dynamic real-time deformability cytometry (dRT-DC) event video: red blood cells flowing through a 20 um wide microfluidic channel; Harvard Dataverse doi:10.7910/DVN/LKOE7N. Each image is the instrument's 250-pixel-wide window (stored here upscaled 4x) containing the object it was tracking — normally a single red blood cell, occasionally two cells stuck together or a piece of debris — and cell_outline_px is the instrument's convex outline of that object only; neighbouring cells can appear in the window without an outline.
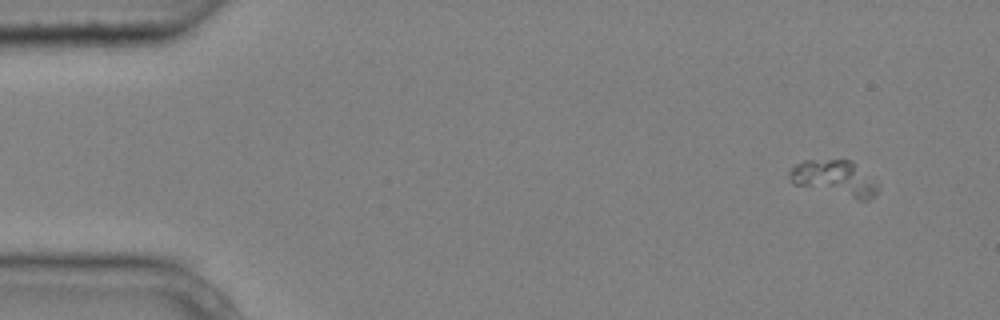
{"species": "common noctule bat (a hibernating species)", "species_latin": "Nyctalus noctula", "temperature_condition": "cold", "stored_images_in_passage": 4, "camera_frame_rate_fps": 3000, "um_per_image_px": 0.085, "animal": {"sex": "male", "body_mass_g": 20.4}, "frame": {"image": 1, "passage_image": 1, "time_ms": 0.0, "image_size_px": [1000, 320], "cell_outline_px": [[880, 184], [876, 192], [868, 200], [860, 200], [792, 184], [788, 176], [788, 172], [796, 164], [804, 160], [852, 160]], "centroid_in_image_um": [70.94, 15.15], "position_along_channel_um": 14.1, "area_um2": 18.5}}
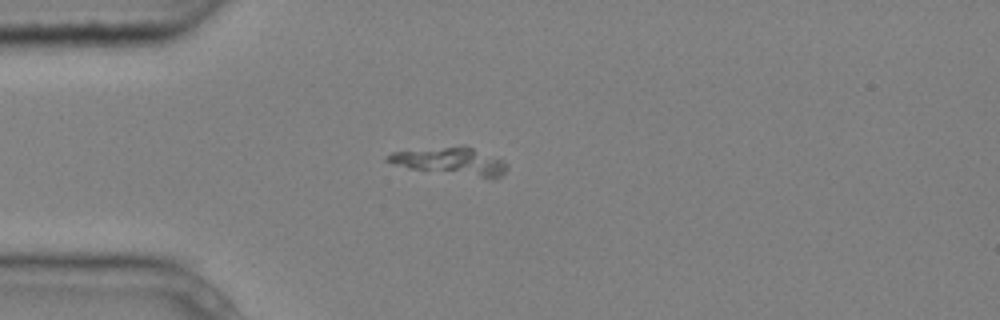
{"frame": {"image": 2, "passage_image": 4, "time_ms": 1.0, "image_size_px": [1000, 320], "cell_outline_px": [[508, 168], [500, 176], [492, 180], [408, 168], [392, 164], [384, 160], [384, 156], [392, 152], [464, 144], [504, 160], [508, 164]], "centroid_in_image_um": [38.34, 13.71], "position_along_channel_um": 46.7, "area_um2": 19.88}}